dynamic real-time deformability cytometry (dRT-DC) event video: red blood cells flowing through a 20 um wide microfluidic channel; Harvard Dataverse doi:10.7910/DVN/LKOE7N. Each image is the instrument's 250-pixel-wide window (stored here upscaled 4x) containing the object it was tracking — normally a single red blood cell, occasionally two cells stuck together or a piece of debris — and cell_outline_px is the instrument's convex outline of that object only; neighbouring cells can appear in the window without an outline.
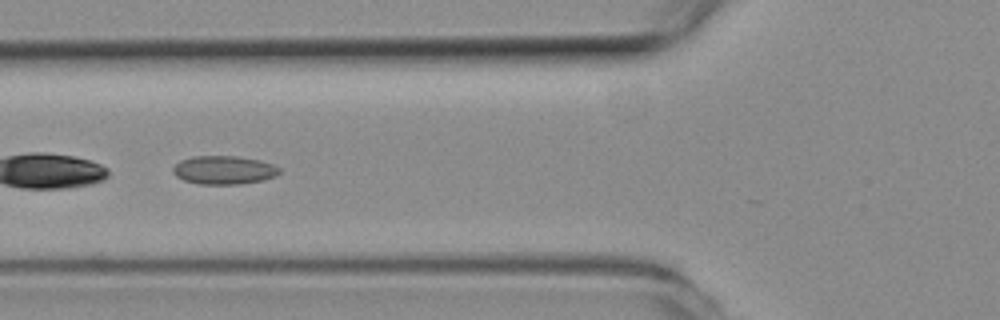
{"species": "common noctule bat (a hibernating species)", "species_latin": "Nyctalus noctula", "temperature_condition": "room temperature", "stored_images_in_passage": 16, "camera_frame_rate_fps": 3000, "um_per_image_px": 0.085, "animal": {"sex": "female", "body_mass_g": 19.3, "forearm_length_mm": 54.1}, "frame": {"image": 1, "passage_image": 7, "time_ms": 2.0, "image_size_px": [1000, 320], "cell_outline_px": [[280, 172], [276, 176], [264, 180], [240, 184], [200, 184], [184, 180], [176, 176], [172, 172], [172, 168], [180, 160], [192, 156], [236, 156], [260, 160], [272, 164], [280, 168]], "centroid_in_image_um": [19.03, 14.45], "position_along_channel_um": 106.8, "area_um2": 17.74}}